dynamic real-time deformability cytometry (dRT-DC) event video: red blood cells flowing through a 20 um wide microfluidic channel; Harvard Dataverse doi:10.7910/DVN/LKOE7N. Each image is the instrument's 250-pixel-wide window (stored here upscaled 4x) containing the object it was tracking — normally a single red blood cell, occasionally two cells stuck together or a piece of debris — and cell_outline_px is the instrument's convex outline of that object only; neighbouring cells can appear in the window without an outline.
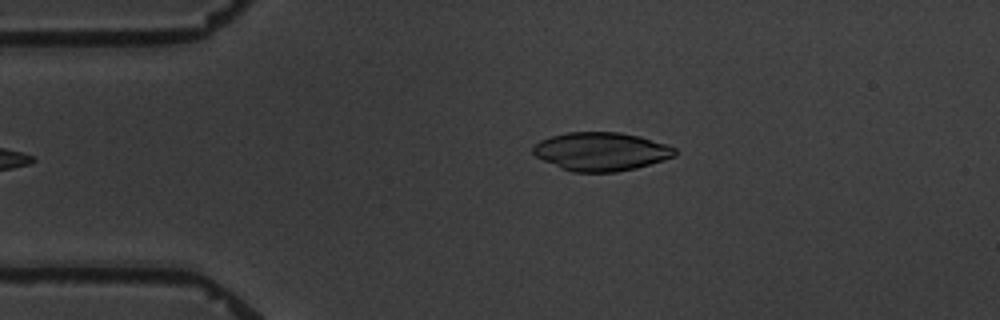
{"species": "common noctule bat (a hibernating species)", "species_latin": "Nyctalus noctula", "temperature_condition": "warm", "stored_images_in_passage": 5, "camera_frame_rate_fps": 3000, "um_per_image_px": 0.085, "animal": {"sex": "male", "body_mass_g": 19.5, "forearm_length_mm": 54.6}, "frame": {"image": 1, "passage_image": 5, "time_ms": 5.667, "image_size_px": [1000, 320], "cell_outline_px": [[676, 156], [664, 160], [636, 168], [616, 172], [572, 172], [560, 168], [536, 156], [532, 152], [532, 148], [540, 140], [552, 136], [568, 132], [620, 132], [640, 136], [668, 144], [676, 148]], "centroid_in_image_um": [51.12, 12.88], "position_along_channel_um": 33.9, "area_um2": 31.91}}